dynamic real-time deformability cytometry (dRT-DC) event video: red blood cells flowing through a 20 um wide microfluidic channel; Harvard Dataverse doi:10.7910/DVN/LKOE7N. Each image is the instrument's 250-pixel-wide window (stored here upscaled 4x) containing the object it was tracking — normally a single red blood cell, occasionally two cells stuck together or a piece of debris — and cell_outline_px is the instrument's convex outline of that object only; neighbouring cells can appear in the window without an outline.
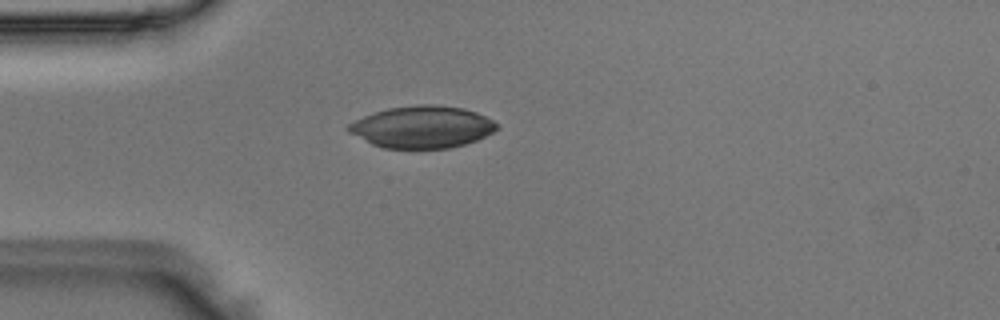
{"species": "Egyptian fruit bat (a non-hibernating species)", "species_latin": "Rousettus aegyptiacus", "temperature_condition": "room temperature", "stored_images_in_passage": 38, "camera_frame_rate_fps": 3000, "um_per_image_px": 0.085, "animal": {"sex": "male"}, "frame": {"image": 1, "passage_image": 1, "time_ms": 0.0, "image_size_px": [1000, 320], "cell_outline_px": [[500, 128], [476, 140], [452, 148], [384, 148], [372, 144], [348, 132], [344, 128], [348, 124], [364, 116], [388, 108], [420, 104], [432, 104], [464, 108], [476, 112], [500, 124]], "centroid_in_image_um": [35.89, 10.79], "position_along_channel_um": 49.1, "area_um2": 36.3}}
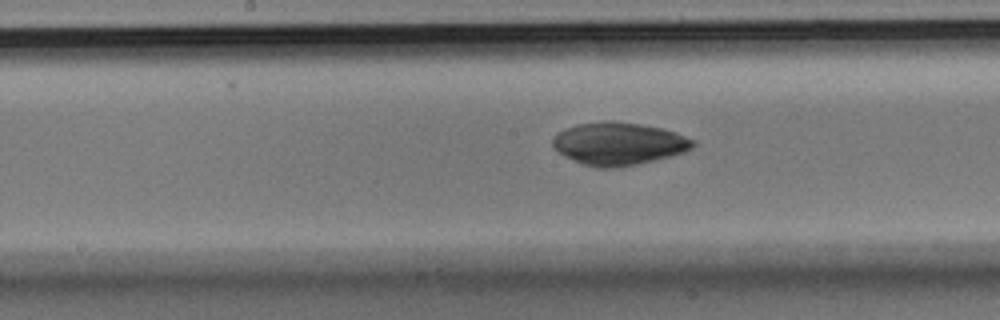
{"frame": {"image": 2, "passage_image": 13, "time_ms": 4.0, "image_size_px": [1000, 320], "cell_outline_px": [[696, 144], [692, 148], [684, 152], [636, 164], [616, 168], [596, 168], [584, 164], [560, 152], [552, 144], [552, 140], [556, 132], [564, 128], [580, 124], [608, 120], [612, 120], [640, 124], [660, 128], [676, 132], [696, 140]], "centroid_in_image_um": [52.6, 12.19], "position_along_channel_um": 195.6, "area_um2": 34.56}}
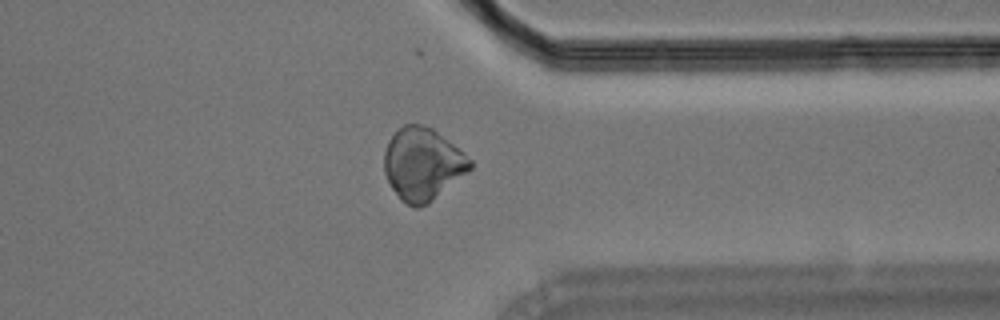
{"frame": {"image": 3, "passage_image": 27, "time_ms": 8.667, "image_size_px": [1000, 320], "cell_outline_px": [[472, 168], [468, 172], [428, 204], [420, 208], [412, 208], [400, 200], [392, 188], [384, 172], [384, 152], [388, 140], [404, 124], [424, 124], [432, 128], [472, 160]], "centroid_in_image_um": [35.9, 13.97], "position_along_channel_um": 375.5, "area_um2": 36.18}}